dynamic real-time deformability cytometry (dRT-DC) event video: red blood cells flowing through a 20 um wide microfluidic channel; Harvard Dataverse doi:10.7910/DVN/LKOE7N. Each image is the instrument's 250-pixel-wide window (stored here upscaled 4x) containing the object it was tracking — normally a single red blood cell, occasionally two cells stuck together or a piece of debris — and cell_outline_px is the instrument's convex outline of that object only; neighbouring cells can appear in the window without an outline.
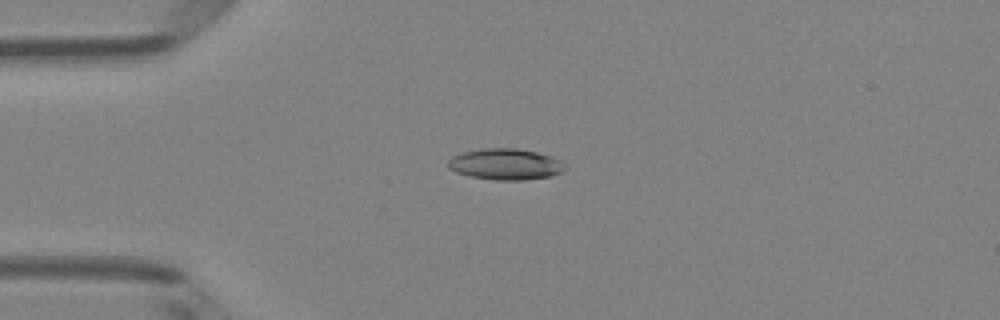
{"species": "Egyptian fruit bat (a non-hibernating species)", "species_latin": "Rousettus aegyptiacus", "temperature_condition": "room temperature", "stored_images_in_passage": 5, "camera_frame_rate_fps": 3000, "um_per_image_px": 0.085, "animal": {"sex": "female"}, "frame": {"image": 1, "passage_image": 2, "time_ms": 0.333, "image_size_px": [1000, 320], "cell_outline_px": [[568, 168], [552, 176], [524, 180], [492, 180], [472, 176], [456, 172], [448, 168], [448, 160], [452, 156], [464, 152], [484, 148], [516, 148], [536, 152], [552, 156], [560, 160]], "centroid_in_image_um": [42.98, 13.96], "position_along_channel_um": 42.0, "area_um2": 21.27}}
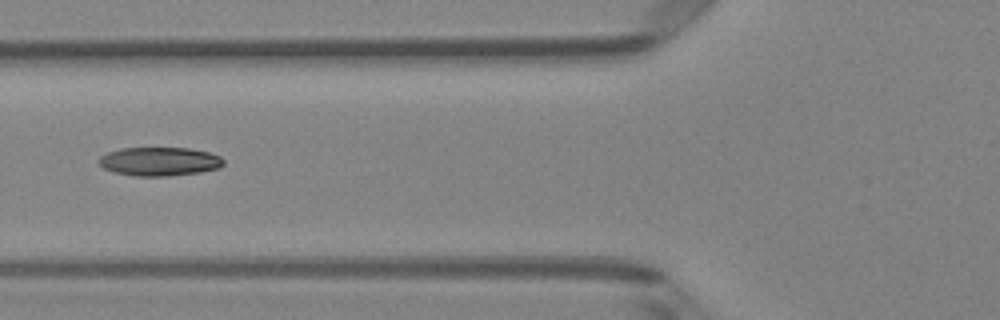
{"frame": {"image": 2, "passage_image": 4, "time_ms": 1.0, "image_size_px": [1000, 320], "cell_outline_px": [[224, 164], [220, 168], [200, 172], [168, 176], [136, 176], [112, 172], [104, 168], [96, 160], [100, 156], [108, 152], [120, 148], [188, 148], [208, 152], [220, 156], [224, 160]], "centroid_in_image_um": [13.54, 13.73], "position_along_channel_um": 112.3, "area_um2": 20.98}}
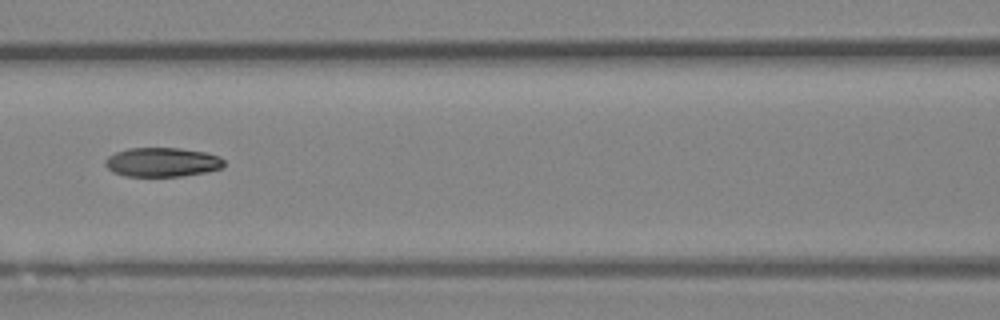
{"frame": {"image": 3, "passage_image": 5, "time_ms": 1.333, "image_size_px": [1000, 320], "cell_outline_px": [[224, 168], [208, 172], [184, 176], [124, 176], [112, 172], [104, 164], [104, 160], [108, 156], [116, 152], [128, 148], [180, 148], [204, 152], [220, 156], [224, 160]], "centroid_in_image_um": [13.8, 13.79], "position_along_channel_um": 152.8, "area_um2": 20.46}}